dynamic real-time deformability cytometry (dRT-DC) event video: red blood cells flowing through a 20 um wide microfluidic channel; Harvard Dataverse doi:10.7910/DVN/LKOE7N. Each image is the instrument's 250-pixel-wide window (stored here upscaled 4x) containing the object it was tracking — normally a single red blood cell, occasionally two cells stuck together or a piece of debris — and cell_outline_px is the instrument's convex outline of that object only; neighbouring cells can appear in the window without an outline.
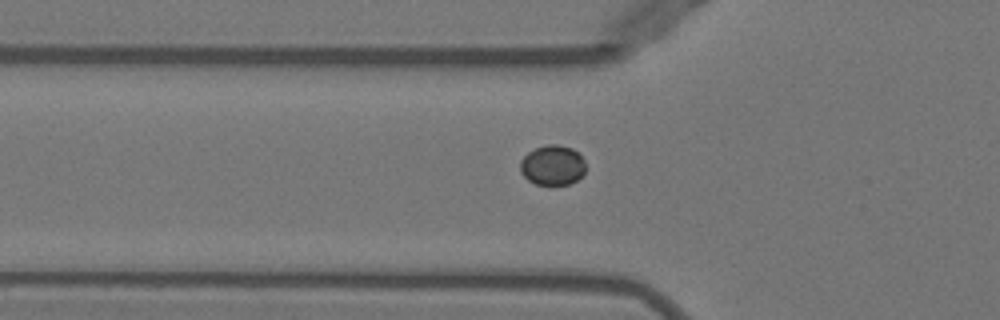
{"species": "Egyptian fruit bat (a non-hibernating species)", "species_latin": "Rousettus aegyptiacus", "temperature_condition": "warm", "stored_images_in_passage": 34, "camera_frame_rate_fps": 3000, "um_per_image_px": 0.085, "animal": {"sex": "female"}, "frame": {"image": 1, "passage_image": 5, "time_ms": 1.333, "image_size_px": [1000, 320], "cell_outline_px": [[584, 172], [576, 180], [568, 184], [552, 188], [536, 184], [528, 180], [520, 172], [520, 160], [528, 152], [536, 148], [548, 144], [556, 144], [572, 148], [584, 160]], "centroid_in_image_um": [46.93, 14.09], "position_along_channel_um": 78.9, "area_um2": 15.49}}
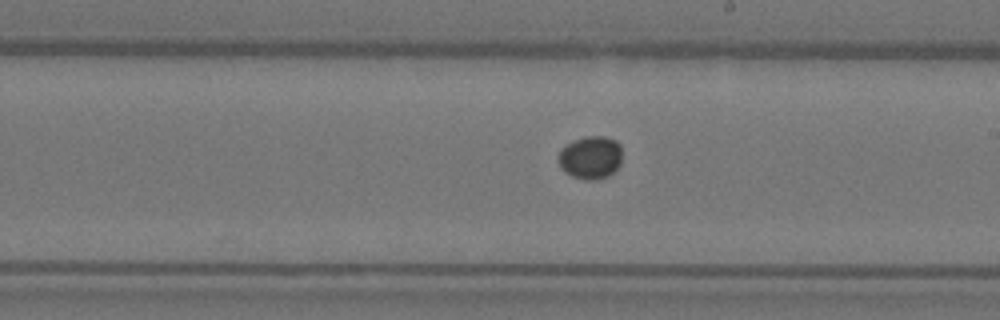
{"frame": {"image": 2, "passage_image": 17, "time_ms": 5.333, "image_size_px": [1000, 320], "cell_outline_px": [[620, 164], [608, 176], [596, 180], [584, 180], [572, 176], [564, 172], [560, 168], [560, 148], [564, 144], [584, 136], [604, 136], [616, 140], [620, 144]], "centroid_in_image_um": [50.17, 13.38], "position_along_channel_um": 238.8, "area_um2": 16.01}}
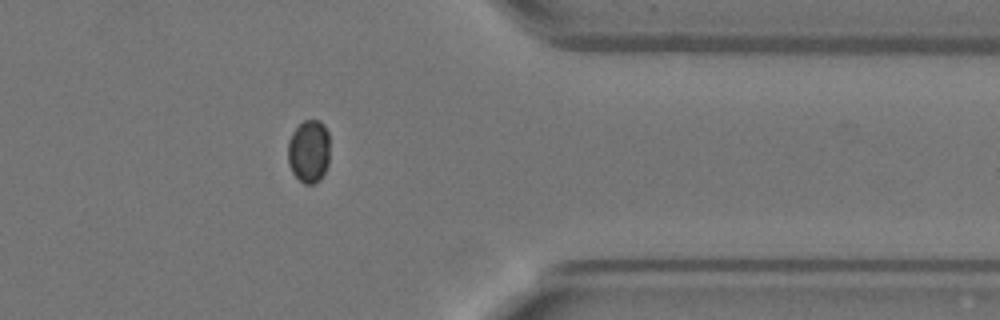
{"frame": {"image": 3, "passage_image": 29, "time_ms": 9.333, "image_size_px": [1000, 320], "cell_outline_px": [[328, 164], [320, 180], [312, 184], [304, 184], [292, 172], [288, 164], [288, 140], [292, 132], [304, 120], [320, 120], [324, 124], [328, 132]], "centroid_in_image_um": [26.24, 12.85], "position_along_channel_um": 385.2, "area_um2": 15.43}}